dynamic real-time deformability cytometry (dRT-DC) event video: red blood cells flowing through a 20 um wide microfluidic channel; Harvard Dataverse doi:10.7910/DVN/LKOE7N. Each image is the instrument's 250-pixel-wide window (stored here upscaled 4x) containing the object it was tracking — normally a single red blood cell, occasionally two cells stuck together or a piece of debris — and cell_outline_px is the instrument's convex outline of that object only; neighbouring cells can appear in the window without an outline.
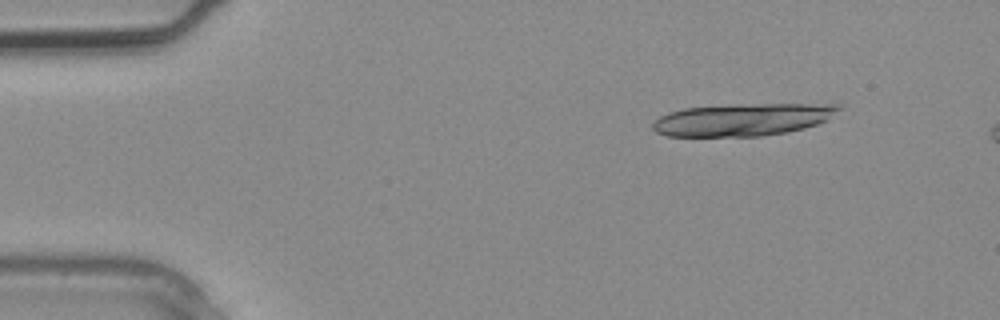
{"species": "common noctule bat (a hibernating species)", "species_latin": "Nyctalus noctula", "temperature_condition": "warm", "stored_images_in_passage": 2, "camera_frame_rate_fps": 3000, "um_per_image_px": 0.085, "animal": {"sex": "male", "body_mass_g": 20.4}, "frame": {"image": 1, "passage_image": 1, "time_ms": 0.0, "image_size_px": [1000, 320], "cell_outline_px": [[840, 108], [828, 120], [804, 128], [784, 132], [760, 136], [668, 136], [656, 132], [652, 128], [652, 124], [660, 116], [668, 112], [684, 108], [736, 104], [840, 104]], "centroid_in_image_um": [63.1, 10.16], "position_along_channel_um": 21.9, "area_um2": 34.97}}